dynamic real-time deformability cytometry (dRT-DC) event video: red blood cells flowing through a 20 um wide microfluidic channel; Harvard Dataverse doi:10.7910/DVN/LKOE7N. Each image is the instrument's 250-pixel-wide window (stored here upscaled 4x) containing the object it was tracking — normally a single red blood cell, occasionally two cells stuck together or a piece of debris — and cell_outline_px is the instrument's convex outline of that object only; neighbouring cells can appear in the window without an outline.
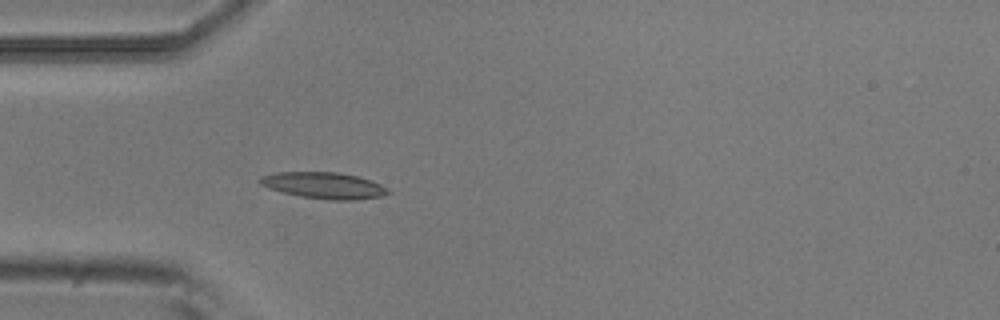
{"species": "common noctule bat (a hibernating species)", "species_latin": "Nyctalus noctula", "temperature_condition": "room temperature", "stored_images_in_passage": 5, "camera_frame_rate_fps": 3000, "um_per_image_px": 0.085, "animal": {"sex": "male", "body_mass_g": 20.5, "forearm_length_mm": 52.5}, "frame": {"image": 1, "passage_image": 5, "time_ms": 1.333, "image_size_px": [1000, 320], "cell_outline_px": [[392, 192], [380, 196], [356, 200], [328, 200], [300, 196], [268, 188], [260, 184], [256, 180], [260, 176], [276, 172], [336, 172], [356, 176], [372, 180], [388, 188]], "centroid_in_image_um": [27.52, 15.76], "position_along_channel_um": 57.5, "area_um2": 19.77}}